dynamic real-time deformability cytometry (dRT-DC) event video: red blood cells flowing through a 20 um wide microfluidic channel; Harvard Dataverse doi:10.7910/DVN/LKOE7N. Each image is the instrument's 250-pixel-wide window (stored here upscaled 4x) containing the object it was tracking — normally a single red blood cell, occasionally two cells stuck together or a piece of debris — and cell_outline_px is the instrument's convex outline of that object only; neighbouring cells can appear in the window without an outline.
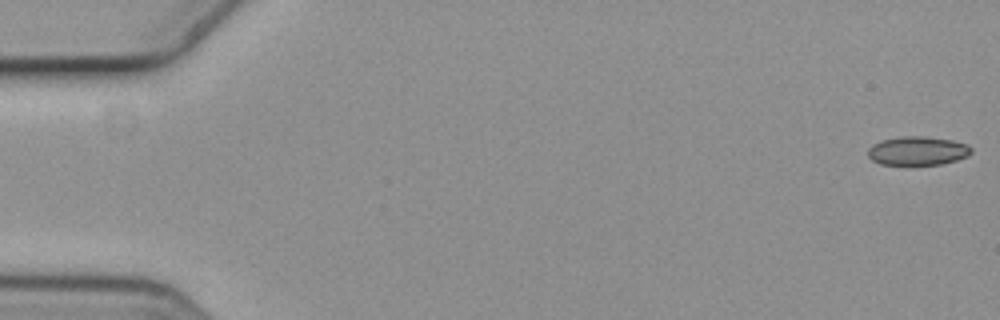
{"species": "common noctule bat (a hibernating species)", "species_latin": "Nyctalus noctula", "temperature_condition": "cold", "stored_images_in_passage": 6, "camera_frame_rate_fps": 3000, "um_per_image_px": 0.085, "animal": {"sex": "female", "body_mass_g": 19.3, "forearm_length_mm": 54.1}, "frame": {"image": 1, "passage_image": 1, "time_ms": 0.0, "image_size_px": [1000, 320], "cell_outline_px": [[972, 152], [968, 156], [956, 160], [940, 164], [880, 164], [872, 160], [868, 156], [868, 148], [872, 144], [880, 140], [900, 136], [924, 136], [952, 140], [968, 144], [972, 148]], "centroid_in_image_um": [77.99, 12.8], "position_along_channel_um": 7.0, "area_um2": 17.4}}
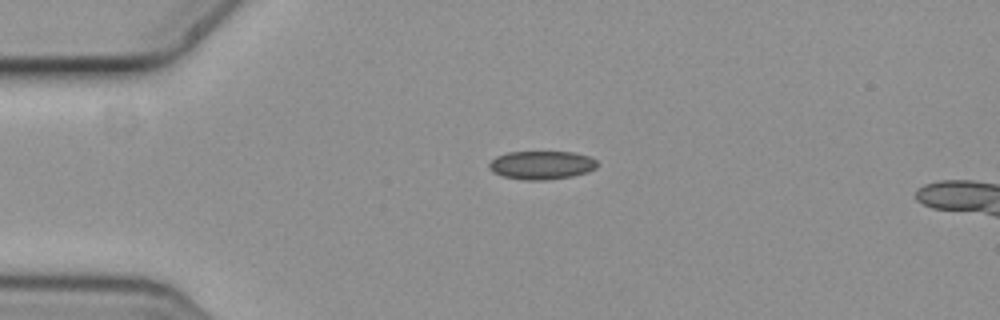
{"frame": {"image": 2, "passage_image": 4, "time_ms": 1.0, "image_size_px": [1000, 320], "cell_outline_px": [[600, 164], [596, 168], [588, 172], [572, 176], [544, 180], [528, 180], [504, 176], [492, 172], [488, 168], [488, 164], [496, 156], [508, 152], [572, 152], [588, 156], [596, 160]], "centroid_in_image_um": [46.04, 14.03], "position_along_channel_um": 39.0, "area_um2": 17.92}}